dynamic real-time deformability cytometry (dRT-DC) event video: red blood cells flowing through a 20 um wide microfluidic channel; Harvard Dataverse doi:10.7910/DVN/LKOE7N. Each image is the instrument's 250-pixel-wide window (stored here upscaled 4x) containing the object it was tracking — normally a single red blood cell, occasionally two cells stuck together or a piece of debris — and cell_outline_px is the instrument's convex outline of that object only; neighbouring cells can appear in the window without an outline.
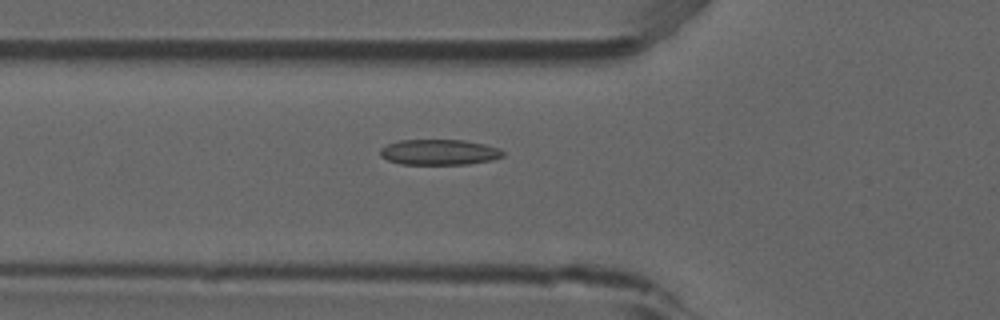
{"species": "common noctule bat (a hibernating species)", "species_latin": "Nyctalus noctula", "temperature_condition": "room temperature", "stored_images_in_passage": 45, "camera_frame_rate_fps": 3000, "um_per_image_px": 0.085, "animal": {"sex": "male", "forearm_length_mm": 52.5}, "frame": {"image": 1, "passage_image": 11, "time_ms": 3.333, "image_size_px": [1000, 320], "cell_outline_px": [[504, 156], [492, 160], [468, 164], [400, 164], [388, 160], [380, 156], [380, 148], [388, 144], [400, 140], [464, 140], [484, 144], [500, 148], [504, 152]], "centroid_in_image_um": [37.34, 12.93], "position_along_channel_um": 88.5, "area_um2": 18.32}}
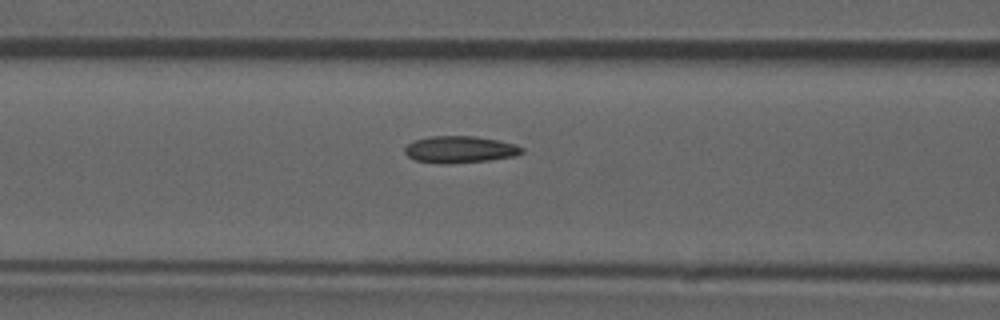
{"frame": {"image": 2, "passage_image": 14, "time_ms": 4.333, "image_size_px": [1000, 320], "cell_outline_px": [[524, 152], [516, 156], [488, 160], [444, 164], [416, 160], [408, 156], [404, 152], [404, 148], [412, 140], [428, 136], [476, 136], [500, 140], [516, 144], [524, 148]], "centroid_in_image_um": [39.11, 12.69], "position_along_channel_um": 127.5, "area_um2": 18.5}}
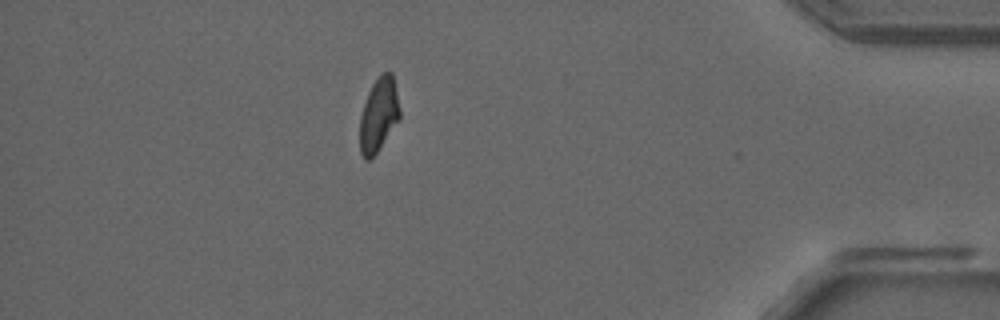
{"frame": {"image": 3, "passage_image": 39, "time_ms": 12.667, "image_size_px": [1000, 320], "cell_outline_px": [[400, 120], [376, 152], [368, 160], [364, 160], [360, 152], [360, 116], [368, 92], [372, 84], [384, 72], [392, 72], [400, 108]], "centroid_in_image_um": [32.19, 9.77], "position_along_channel_um": 403.0, "area_um2": 17.05}, "authors_computed_cell_mechanics": {"area_um2": 17.918, "velocity_mm_per_s": 3.8487, "shape_relaxation_time_tau1_ms": null, "shape_relaxation_time_tau2_ms": 2.2078, "deformation_change_tau1": null, "deformation_change_tau2": 0.0906}}